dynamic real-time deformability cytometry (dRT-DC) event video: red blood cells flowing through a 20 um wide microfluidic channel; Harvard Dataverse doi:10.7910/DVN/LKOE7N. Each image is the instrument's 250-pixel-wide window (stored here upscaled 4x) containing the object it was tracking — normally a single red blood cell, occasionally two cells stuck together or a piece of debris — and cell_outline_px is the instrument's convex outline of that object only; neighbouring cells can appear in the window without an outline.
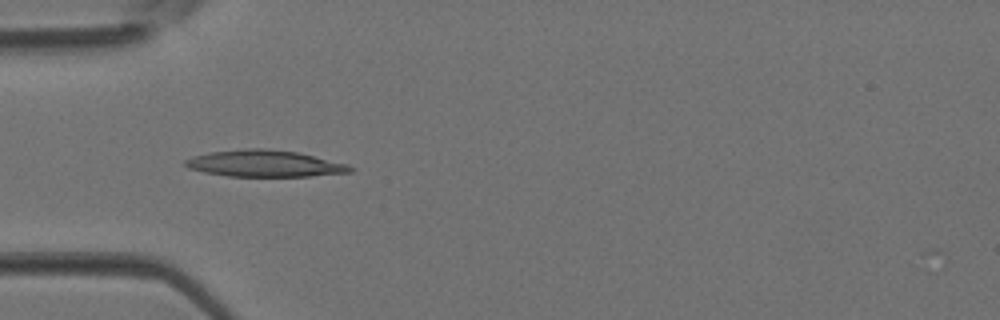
{"species": "Egyptian fruit bat (a non-hibernating species)", "species_latin": "Rousettus aegyptiacus", "temperature_condition": "room temperature", "stored_images_in_passage": 3, "camera_frame_rate_fps": 3000, "um_per_image_px": 0.085, "animal": {"sex": "female"}, "frame": {"image": 1, "passage_image": 3, "time_ms": 0.667, "image_size_px": [1000, 320], "cell_outline_px": [[356, 168], [352, 172], [308, 176], [228, 176], [204, 172], [188, 168], [184, 164], [184, 160], [192, 156], [212, 152], [248, 148], [264, 148], [296, 152], [348, 164]], "centroid_in_image_um": [22.49, 13.9], "position_along_channel_um": 62.5, "area_um2": 25.43}}